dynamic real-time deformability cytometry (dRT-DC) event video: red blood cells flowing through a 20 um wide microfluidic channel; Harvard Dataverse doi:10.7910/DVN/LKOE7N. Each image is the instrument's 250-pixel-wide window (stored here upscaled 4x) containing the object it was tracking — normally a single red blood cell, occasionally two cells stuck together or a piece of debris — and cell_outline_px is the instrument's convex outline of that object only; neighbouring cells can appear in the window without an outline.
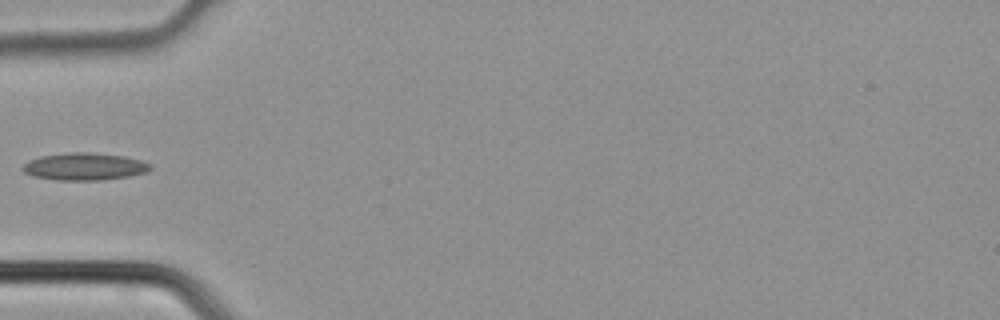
{"species": "common noctule bat (a hibernating species)", "species_latin": "Nyctalus noctula", "temperature_condition": "cold", "stored_images_in_passage": 2, "camera_frame_rate_fps": 3000, "um_per_image_px": 0.085, "animal": {"sex": "male", "body_mass_g": 21.5, "forearm_length_mm": 52.0}, "frame": {"image": 1, "passage_image": 2, "time_ms": 0.333, "image_size_px": [1000, 320], "cell_outline_px": [[152, 168], [148, 172], [128, 176], [100, 180], [56, 180], [32, 176], [24, 172], [20, 168], [28, 160], [40, 156], [68, 152], [92, 152], [124, 156], [140, 160], [152, 164]], "centroid_in_image_um": [7.16, 14.15], "position_along_channel_um": 77.8, "area_um2": 20.52}}